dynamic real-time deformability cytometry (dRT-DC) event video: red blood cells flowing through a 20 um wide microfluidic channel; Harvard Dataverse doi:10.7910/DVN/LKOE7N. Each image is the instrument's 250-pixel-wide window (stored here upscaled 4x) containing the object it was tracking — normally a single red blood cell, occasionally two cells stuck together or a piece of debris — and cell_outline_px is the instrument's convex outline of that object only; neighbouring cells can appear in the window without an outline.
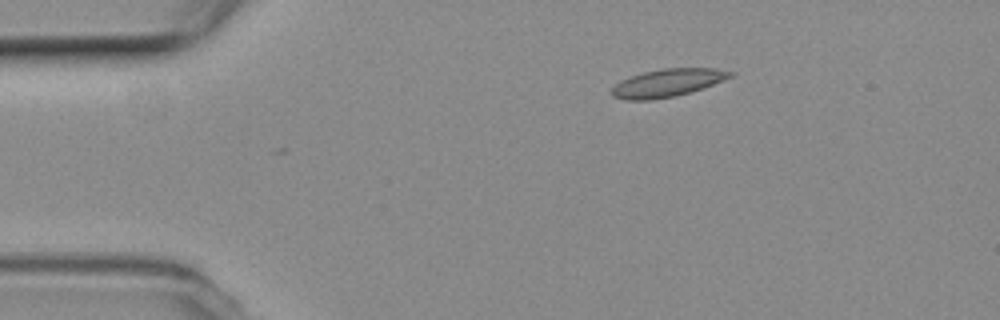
{"species": "common noctule bat (a hibernating species)", "species_latin": "Nyctalus noctula", "temperature_condition": "room temperature", "stored_images_in_passage": 46, "camera_frame_rate_fps": 3000, "um_per_image_px": 0.085, "animal": {"sex": "female", "body_mass_g": 19.3, "forearm_length_mm": 54.1}, "frame": {"image": 1, "passage_image": 1, "time_ms": 0.0, "image_size_px": [1000, 320], "cell_outline_px": [[736, 72], [732, 76], [724, 80], [704, 88], [692, 92], [676, 96], [652, 100], [624, 100], [612, 96], [608, 92], [620, 80], [644, 72], [664, 68], [716, 68]], "centroid_in_image_um": [56.74, 7.05], "position_along_channel_um": 28.3, "area_um2": 19.48}}
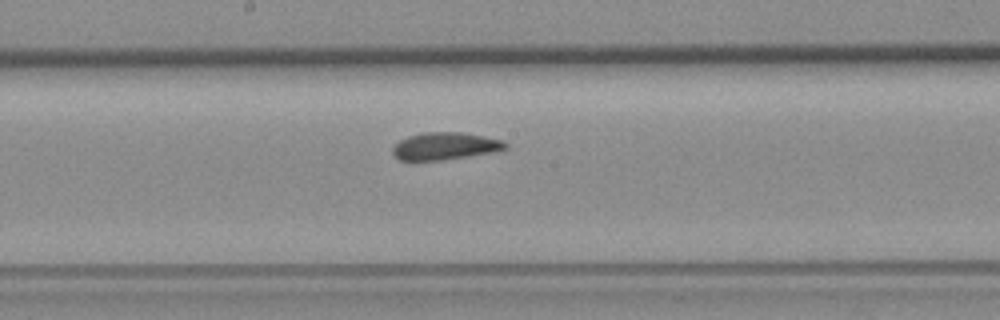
{"frame": {"image": 2, "passage_image": 20, "time_ms": 6.333, "image_size_px": [1000, 320], "cell_outline_px": [[508, 148], [496, 152], [440, 160], [400, 160], [392, 152], [392, 148], [400, 140], [408, 136], [424, 132], [464, 132], [504, 140], [508, 144]], "centroid_in_image_um": [37.88, 12.41], "position_along_channel_um": 210.3, "area_um2": 18.03}}
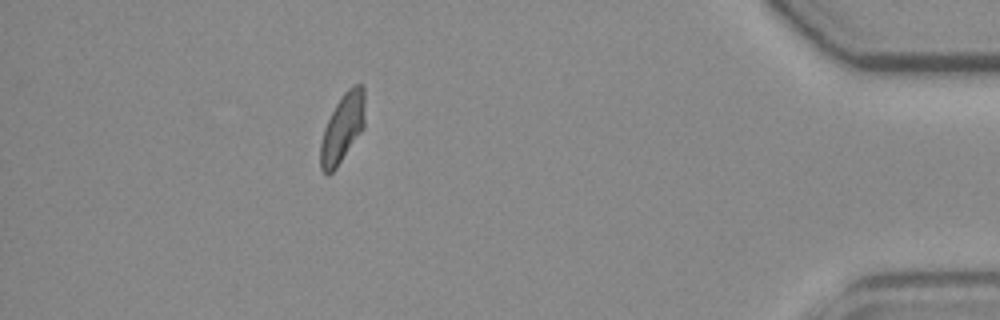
{"frame": {"image": 3, "passage_image": 40, "time_ms": 13.0, "image_size_px": [1000, 320], "cell_outline_px": [[364, 128], [336, 168], [328, 176], [320, 168], [320, 144], [324, 128], [336, 104], [344, 92], [352, 84], [364, 84]], "centroid_in_image_um": [29.11, 10.88], "position_along_channel_um": 406.1, "area_um2": 17.8}, "authors_computed_cell_mechanics": {"area_um2": 18.0914, "velocity_mm_per_s": 3.7725, "shape_relaxation_time_tau1_ms": null, "shape_relaxation_time_tau2_ms": 2.3678, "deformation_change_tau1": null, "deformation_change_tau2": 0.0891}}